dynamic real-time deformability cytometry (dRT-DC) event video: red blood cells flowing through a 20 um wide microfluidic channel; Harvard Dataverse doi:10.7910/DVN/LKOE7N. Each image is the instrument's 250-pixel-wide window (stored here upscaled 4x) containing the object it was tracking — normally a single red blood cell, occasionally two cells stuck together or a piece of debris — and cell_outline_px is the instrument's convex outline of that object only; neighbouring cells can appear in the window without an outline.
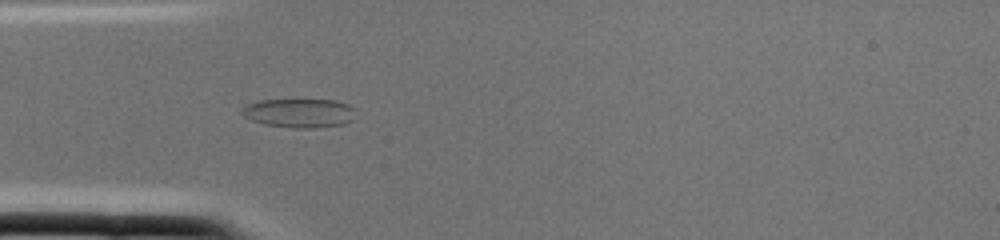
{"species": "common noctule bat (a hibernating species)", "species_latin": "Nyctalus noctula", "temperature_condition": "cold", "stored_images_in_passage": 2, "camera_frame_rate_fps": 3000, "um_per_image_px": 0.085, "animal": {"sex": "female", "body_mass_g": 22.0, "forearm_length_mm": 56.7}, "frame": {"image": 1, "passage_image": 2, "time_ms": 0.333, "image_size_px": [1000, 240], "cell_outline_px": [[356, 108], [352, 120], [344, 124], [316, 128], [288, 128], [264, 124], [252, 120], [244, 116], [240, 112], [240, 108], [244, 104], [260, 100], [336, 100], [348, 104]], "centroid_in_image_um": [25.42, 9.61], "position_along_channel_um": 59.6, "area_um2": 19.54}}